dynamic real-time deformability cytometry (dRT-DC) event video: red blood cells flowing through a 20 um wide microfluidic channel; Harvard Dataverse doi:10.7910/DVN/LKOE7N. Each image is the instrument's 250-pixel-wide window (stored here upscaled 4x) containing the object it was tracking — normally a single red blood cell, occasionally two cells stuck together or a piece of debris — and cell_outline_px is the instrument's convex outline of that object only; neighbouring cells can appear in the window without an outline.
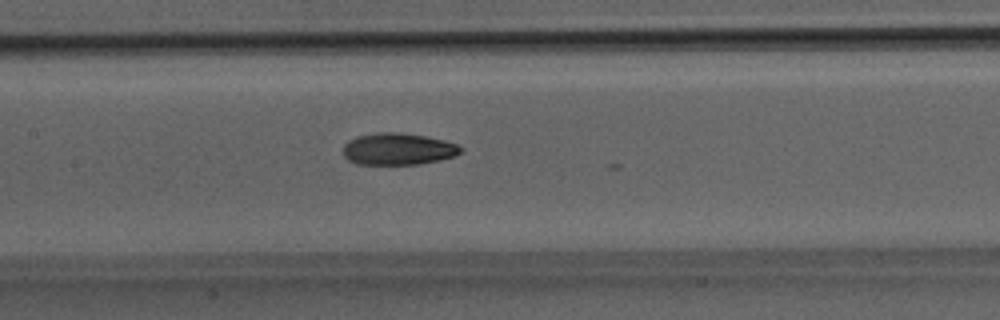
{"species": "Egyptian fruit bat (a non-hibernating species)", "species_latin": "Rousettus aegyptiacus", "temperature_condition": "room temperature", "stored_images_in_passage": 19, "camera_frame_rate_fps": 3000, "um_per_image_px": 0.085, "animal": {"sex": "male"}, "frame": {"image": 1, "passage_image": 18, "time_ms": 5.667, "image_size_px": [1000, 320], "cell_outline_px": [[464, 148], [460, 152], [452, 156], [440, 160], [420, 164], [356, 164], [348, 160], [344, 156], [344, 144], [348, 140], [356, 136], [376, 132], [400, 132], [428, 136], [444, 140], [456, 144]], "centroid_in_image_um": [33.82, 12.65], "position_along_channel_um": 173.6, "area_um2": 21.96}}